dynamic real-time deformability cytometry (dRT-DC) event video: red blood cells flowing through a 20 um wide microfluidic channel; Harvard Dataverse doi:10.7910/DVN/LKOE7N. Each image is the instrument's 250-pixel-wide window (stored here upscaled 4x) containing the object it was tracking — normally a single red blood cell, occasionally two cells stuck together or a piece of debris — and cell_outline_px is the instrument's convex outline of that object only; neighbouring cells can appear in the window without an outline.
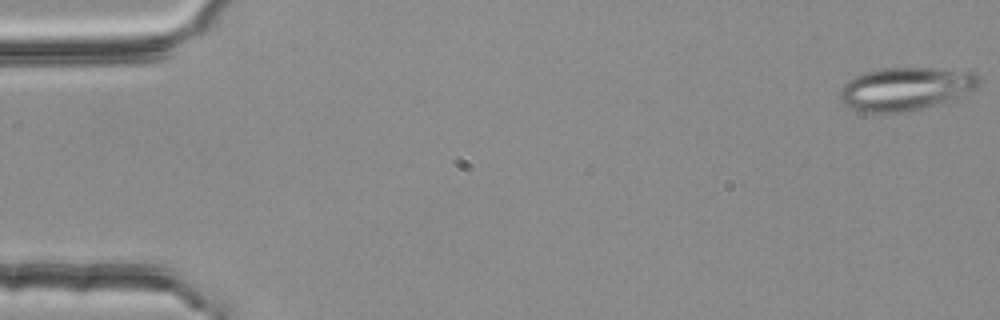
{"species": "common noctule bat (a hibernating species)", "species_latin": "Nyctalus noctula", "temperature_condition": "room temperature", "stored_images_in_passage": 5, "camera_frame_rate_fps": 3000, "um_per_image_px": 0.085, "animal": {"sex": "female", "body_mass_g": 25.1}, "frame": {"image": 1, "passage_image": 1, "time_ms": 0.0, "image_size_px": [1000, 320], "cell_outline_px": [[980, 84], [972, 92], [956, 100], [908, 112], [868, 112], [852, 108], [844, 104], [840, 100], [840, 92], [844, 84], [848, 80], [864, 72], [884, 68], [932, 68], [976, 72], [980, 76]], "centroid_in_image_um": [77.06, 7.55], "position_along_channel_um": 7.9, "area_um2": 35.32}}